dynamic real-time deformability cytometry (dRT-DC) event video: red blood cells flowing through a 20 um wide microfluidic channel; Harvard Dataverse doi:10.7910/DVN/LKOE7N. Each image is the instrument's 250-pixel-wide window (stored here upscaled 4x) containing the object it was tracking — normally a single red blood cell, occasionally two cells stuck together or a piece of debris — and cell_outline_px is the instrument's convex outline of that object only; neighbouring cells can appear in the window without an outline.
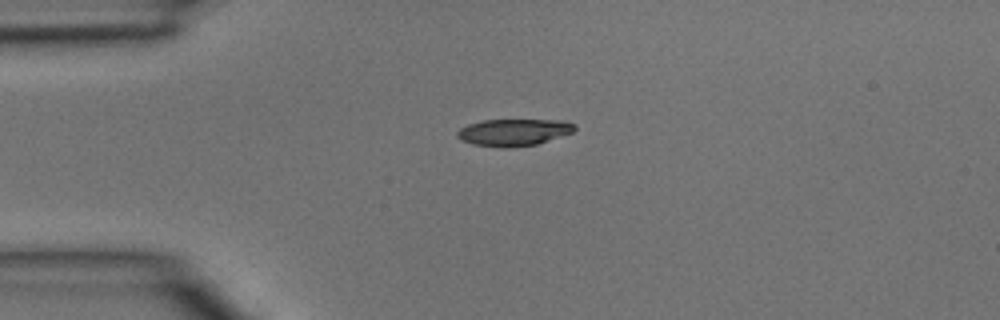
{"species": "common noctule bat (a hibernating species)", "species_latin": "Nyctalus noctula", "temperature_condition": "room temperature", "stored_images_in_passage": 2, "camera_frame_rate_fps": 3000, "um_per_image_px": 0.085, "animal": {"sex": "male", "body_mass_g": 15.6}, "frame": {"image": 1, "passage_image": 2, "time_ms": 0.333, "image_size_px": [1000, 320], "cell_outline_px": [[576, 128], [572, 132], [536, 144], [508, 148], [504, 148], [472, 144], [460, 140], [456, 136], [456, 132], [460, 128], [468, 124], [484, 120], [564, 120], [576, 124]], "centroid_in_image_um": [43.63, 11.24], "position_along_channel_um": 41.4, "area_um2": 18.44}}